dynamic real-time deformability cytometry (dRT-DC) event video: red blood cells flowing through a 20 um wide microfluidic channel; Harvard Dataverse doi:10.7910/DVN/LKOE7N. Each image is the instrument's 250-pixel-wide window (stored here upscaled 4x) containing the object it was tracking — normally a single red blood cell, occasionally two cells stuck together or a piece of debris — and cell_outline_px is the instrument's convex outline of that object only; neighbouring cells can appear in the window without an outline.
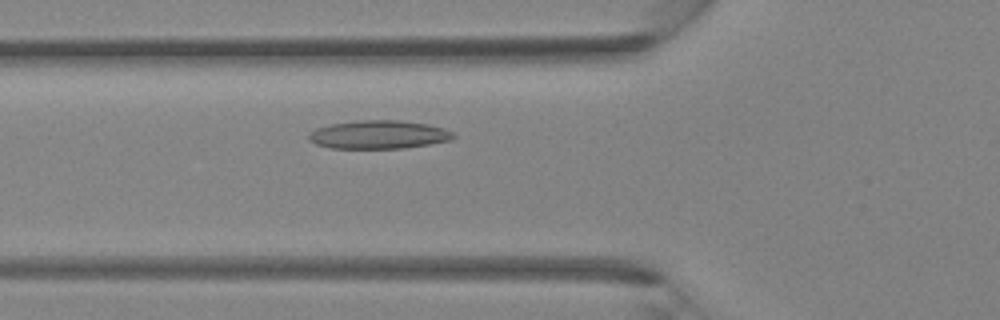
{"species": "Egyptian fruit bat (a non-hibernating species)", "species_latin": "Rousettus aegyptiacus", "temperature_condition": "room temperature", "stored_images_in_passage": 37, "camera_frame_rate_fps": 3000, "um_per_image_px": 0.085, "animal": {"sex": "female"}, "frame": {"image": 1, "passage_image": 11, "time_ms": 3.333, "image_size_px": [1000, 320], "cell_outline_px": [[456, 136], [452, 140], [404, 148], [332, 148], [316, 144], [308, 140], [308, 132], [316, 128], [332, 124], [356, 120], [400, 120], [428, 124], [444, 128], [452, 132]], "centroid_in_image_um": [32.18, 11.44], "position_along_channel_um": 93.6, "area_um2": 23.99}}
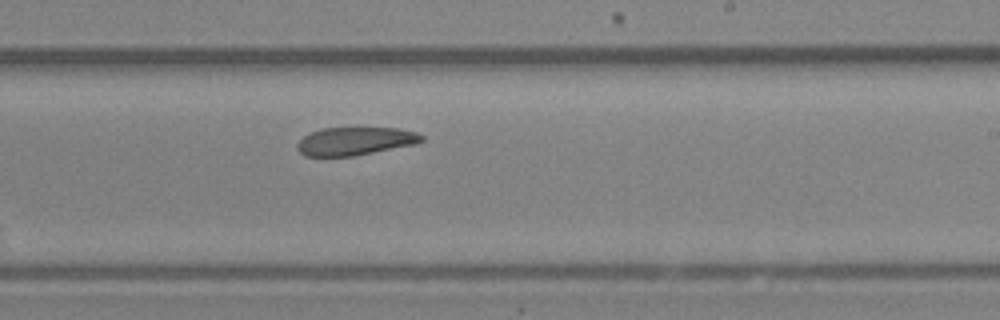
{"frame": {"image": 2, "passage_image": 21, "time_ms": 6.667, "image_size_px": [1000, 320], "cell_outline_px": [[424, 140], [416, 144], [352, 156], [304, 156], [296, 148], [296, 144], [304, 136], [320, 128], [400, 128], [416, 132], [424, 136]], "centroid_in_image_um": [30.19, 11.99], "position_along_channel_um": 258.8, "area_um2": 20.35}}
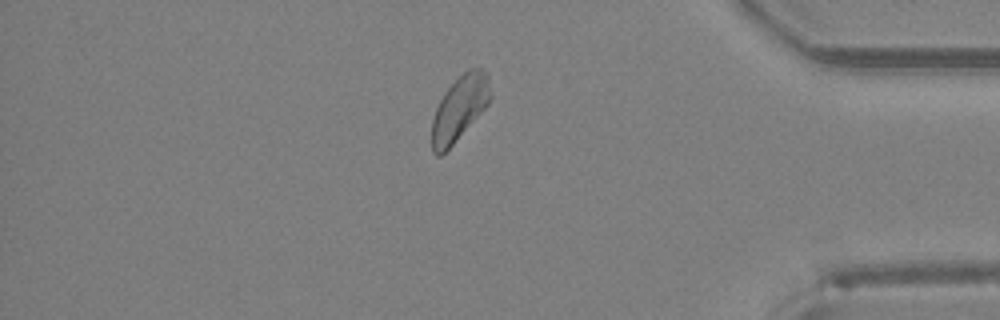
{"frame": {"image": 3, "passage_image": 31, "time_ms": 10.0, "image_size_px": [1000, 320], "cell_outline_px": [[492, 96], [488, 104], [452, 144], [440, 156], [436, 156], [432, 152], [432, 120], [436, 108], [444, 92], [464, 72], [472, 68], [480, 68], [488, 76]], "centroid_in_image_um": [39.05, 9.2], "position_along_channel_um": 396.1, "area_um2": 21.56}}